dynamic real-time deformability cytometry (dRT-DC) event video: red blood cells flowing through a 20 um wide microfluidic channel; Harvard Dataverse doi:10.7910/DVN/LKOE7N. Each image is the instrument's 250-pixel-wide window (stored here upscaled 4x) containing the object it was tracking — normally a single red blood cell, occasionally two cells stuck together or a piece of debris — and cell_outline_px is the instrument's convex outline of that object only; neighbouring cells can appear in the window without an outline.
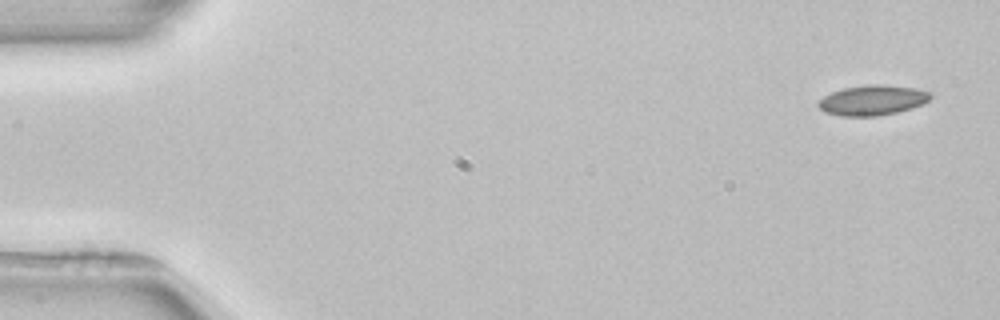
{"species": "common noctule bat (a hibernating species)", "species_latin": "Nyctalus noctula", "temperature_condition": "room temperature", "stored_images_in_passage": 4, "camera_frame_rate_fps": 3000, "um_per_image_px": 0.085, "animal": {"sex": "female", "body_mass_g": 22.7, "forearm_length_mm": 54.2}, "frame": {"image": 1, "passage_image": 4, "time_ms": 5.667, "image_size_px": [1000, 320], "cell_outline_px": [[932, 96], [924, 104], [912, 108], [896, 112], [876, 116], [840, 116], [824, 112], [816, 104], [824, 96], [832, 92], [844, 88], [868, 84], [884, 84], [916, 88], [932, 92]], "centroid_in_image_um": [74.18, 8.51], "position_along_channel_um": 10.8, "area_um2": 19.83}}